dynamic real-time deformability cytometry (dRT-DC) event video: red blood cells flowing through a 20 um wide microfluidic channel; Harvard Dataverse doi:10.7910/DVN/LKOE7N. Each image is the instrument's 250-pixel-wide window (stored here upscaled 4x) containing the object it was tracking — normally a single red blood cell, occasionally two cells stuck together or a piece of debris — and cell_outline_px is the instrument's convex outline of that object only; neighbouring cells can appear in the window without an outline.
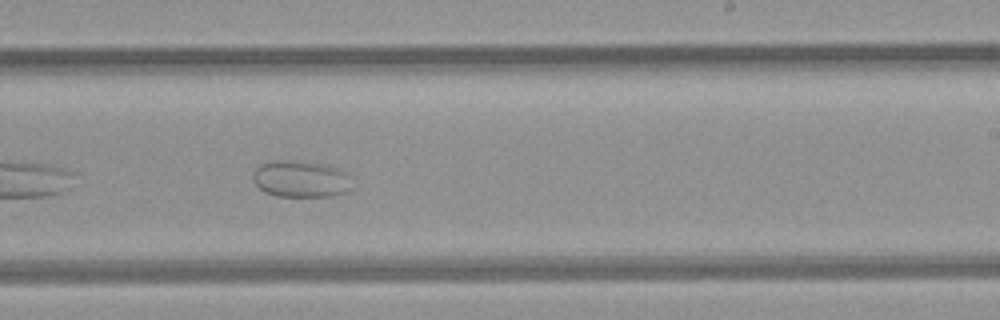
{"species": "common noctule bat (a hibernating species)", "species_latin": "Nyctalus noctula", "temperature_condition": "room temperature", "stored_images_in_passage": 29, "camera_frame_rate_fps": 3000, "um_per_image_px": 0.085, "animal": {"sex": "female", "body_mass_g": 21.9}, "frame": {"image": 1, "passage_image": 17, "time_ms": 5.333, "image_size_px": [1000, 320], "cell_outline_px": [[348, 192], [332, 196], [276, 196], [264, 192], [252, 180], [252, 176], [256, 168], [260, 164], [268, 160], [292, 160], [324, 164], [336, 168], [344, 172]], "centroid_in_image_um": [25.44, 15.2], "position_along_channel_um": 263.6, "area_um2": 20.87}}